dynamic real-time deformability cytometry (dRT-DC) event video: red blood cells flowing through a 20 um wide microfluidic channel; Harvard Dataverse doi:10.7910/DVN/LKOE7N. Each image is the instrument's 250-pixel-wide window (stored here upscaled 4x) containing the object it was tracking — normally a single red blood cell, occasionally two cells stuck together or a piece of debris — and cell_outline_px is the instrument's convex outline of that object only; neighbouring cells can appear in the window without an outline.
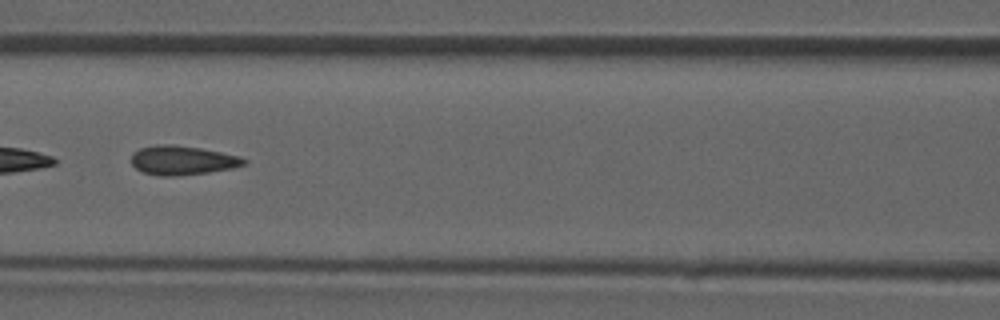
{"species": "common noctule bat (a hibernating species)", "species_latin": "Nyctalus noctula", "temperature_condition": "room temperature", "stored_images_in_passage": 25, "camera_frame_rate_fps": 3000, "um_per_image_px": 0.085, "animal": {"sex": "male", "forearm_length_mm": 52.5}, "frame": {"image": 1, "passage_image": 15, "time_ms": 4.667, "image_size_px": [1000, 320], "cell_outline_px": [[248, 160], [244, 164], [232, 168], [208, 172], [176, 176], [160, 176], [144, 172], [136, 168], [132, 164], [132, 152], [140, 148], [160, 144], [172, 144], [200, 148], [220, 152], [236, 156]], "centroid_in_image_um": [15.46, 13.62], "position_along_channel_um": 151.1, "area_um2": 18.9}}